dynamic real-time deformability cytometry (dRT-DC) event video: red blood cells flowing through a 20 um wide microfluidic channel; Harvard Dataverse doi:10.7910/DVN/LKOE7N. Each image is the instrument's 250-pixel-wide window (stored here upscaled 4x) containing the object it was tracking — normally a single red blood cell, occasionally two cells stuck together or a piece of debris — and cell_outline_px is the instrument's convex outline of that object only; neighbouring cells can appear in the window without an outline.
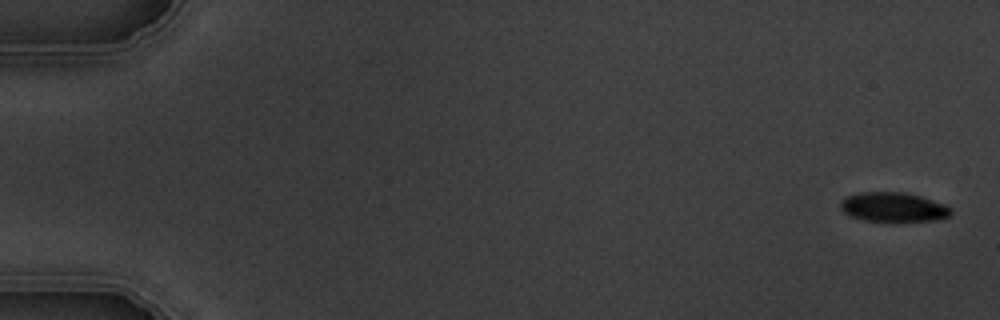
{"species": "common noctule bat (a hibernating species)", "species_latin": "Nyctalus noctula", "temperature_condition": "warm", "stored_images_in_passage": 7, "camera_frame_rate_fps": 3000, "um_per_image_px": 0.085, "animal": {"sex": "male", "body_mass_g": 19.5, "forearm_length_mm": 54.6}, "frame": {"image": 1, "passage_image": 1, "time_ms": 0.0, "image_size_px": [1000, 320], "cell_outline_px": [[952, 212], [948, 216], [936, 220], [864, 220], [852, 216], [844, 212], [840, 208], [840, 200], [848, 196], [860, 192], [904, 192], [920, 196], [944, 204], [952, 208]], "centroid_in_image_um": [75.92, 17.58], "position_along_channel_um": 9.1, "area_um2": 18.55}}
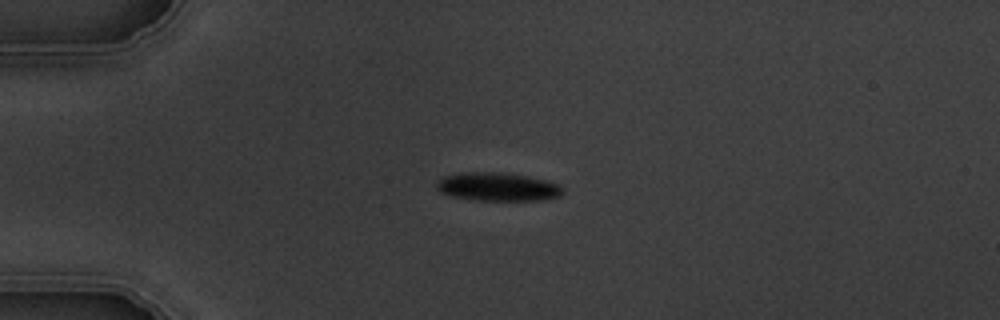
{"frame": {"image": 2, "passage_image": 5, "time_ms": 4.333, "image_size_px": [1000, 320], "cell_outline_px": [[564, 192], [560, 196], [544, 200], [476, 200], [452, 196], [440, 192], [436, 188], [436, 184], [444, 176], [456, 172], [504, 172], [548, 180], [560, 184], [564, 188]], "centroid_in_image_um": [42.34, 15.87], "position_along_channel_um": 42.7, "area_um2": 21.15}}